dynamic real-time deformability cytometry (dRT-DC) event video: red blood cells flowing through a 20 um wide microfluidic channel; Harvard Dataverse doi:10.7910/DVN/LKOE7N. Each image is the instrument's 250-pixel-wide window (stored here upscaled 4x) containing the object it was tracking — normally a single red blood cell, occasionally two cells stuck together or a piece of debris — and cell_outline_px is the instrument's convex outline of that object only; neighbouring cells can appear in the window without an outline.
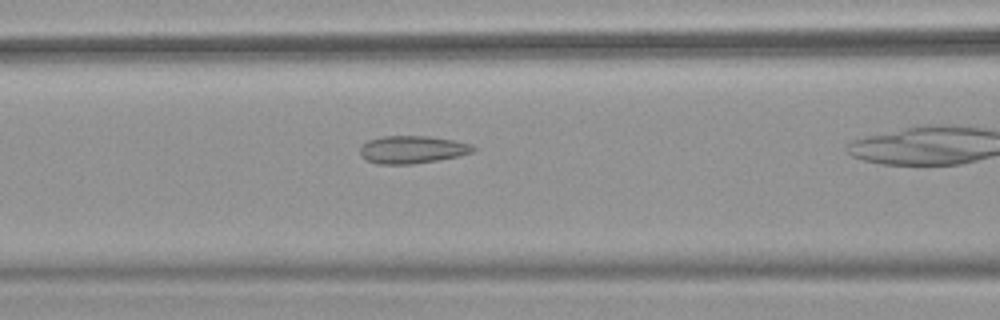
{"species": "common noctule bat (a hibernating species)", "species_latin": "Nyctalus noctula", "temperature_condition": "warm", "stored_images_in_passage": 18, "camera_frame_rate_fps": 3000, "um_per_image_px": 0.085, "animal": {"sex": "female", "body_mass_g": 18.4}, "frame": {"image": 1, "passage_image": 11, "time_ms": 3.333, "image_size_px": [1000, 320], "cell_outline_px": [[476, 148], [472, 152], [456, 156], [436, 160], [412, 164], [380, 164], [368, 160], [360, 152], [360, 148], [368, 140], [384, 136], [428, 136], [452, 140], [472, 144]], "centroid_in_image_um": [35.05, 12.7], "position_along_channel_um": 131.5, "area_um2": 17.86}}